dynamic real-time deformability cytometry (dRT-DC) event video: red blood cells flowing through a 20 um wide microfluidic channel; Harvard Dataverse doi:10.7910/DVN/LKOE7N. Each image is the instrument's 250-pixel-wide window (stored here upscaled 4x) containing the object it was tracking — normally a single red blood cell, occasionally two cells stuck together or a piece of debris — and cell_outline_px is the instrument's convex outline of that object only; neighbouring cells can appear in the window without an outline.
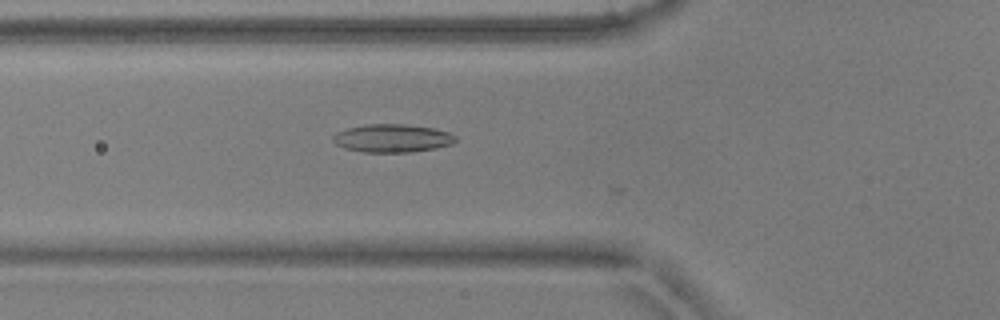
{"species": "common noctule bat (a hibernating species)", "species_latin": "Nyctalus noctula", "temperature_condition": "warm", "stored_images_in_passage": 22, "camera_frame_rate_fps": 3000, "um_per_image_px": 0.085, "animal": {"sex": "male", "body_mass_g": 17.9, "forearm_length_mm": 54.2}, "frame": {"image": 1, "passage_image": 2, "time_ms": 0.333, "image_size_px": [1000, 320], "cell_outline_px": [[456, 140], [452, 144], [436, 148], [412, 152], [364, 152], [344, 148], [336, 144], [332, 140], [332, 136], [336, 132], [348, 128], [368, 124], [408, 124], [432, 128], [448, 132], [456, 136]], "centroid_in_image_um": [33.34, 11.75], "position_along_channel_um": 92.5, "area_um2": 20.11}}
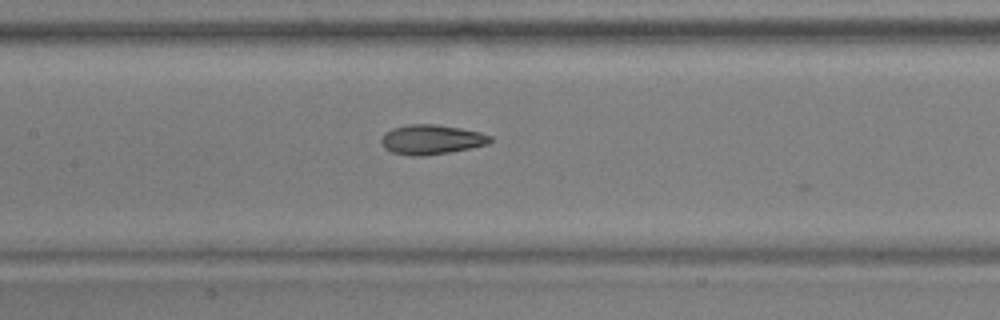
{"frame": {"image": 2, "passage_image": 8, "time_ms": 2.333, "image_size_px": [1000, 320], "cell_outline_px": [[492, 140], [488, 144], [448, 152], [420, 156], [412, 156], [392, 152], [384, 148], [380, 140], [384, 132], [392, 128], [408, 124], [436, 124], [460, 128], [480, 132], [492, 136]], "centroid_in_image_um": [36.64, 11.85], "position_along_channel_um": 170.8, "area_um2": 18.79}}
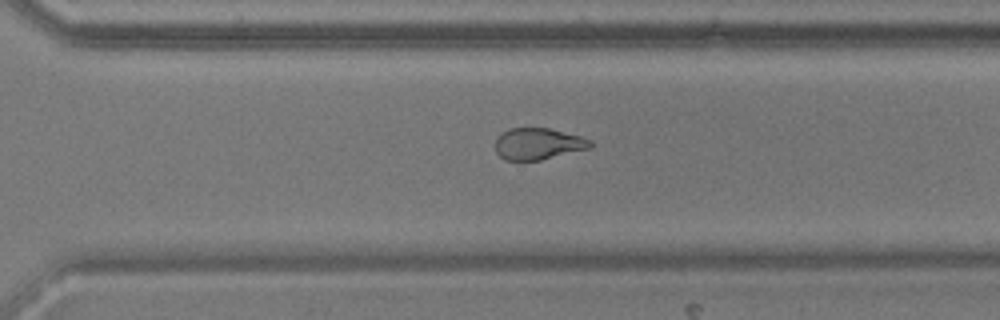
{"frame": {"image": 3, "passage_image": 20, "time_ms": 6.333, "image_size_px": [1000, 320], "cell_outline_px": [[592, 148], [540, 160], [504, 160], [496, 152], [496, 136], [500, 132], [508, 128], [548, 128], [580, 136], [592, 140]], "centroid_in_image_um": [45.73, 12.22], "position_along_channel_um": 324.9, "area_um2": 17.63}}